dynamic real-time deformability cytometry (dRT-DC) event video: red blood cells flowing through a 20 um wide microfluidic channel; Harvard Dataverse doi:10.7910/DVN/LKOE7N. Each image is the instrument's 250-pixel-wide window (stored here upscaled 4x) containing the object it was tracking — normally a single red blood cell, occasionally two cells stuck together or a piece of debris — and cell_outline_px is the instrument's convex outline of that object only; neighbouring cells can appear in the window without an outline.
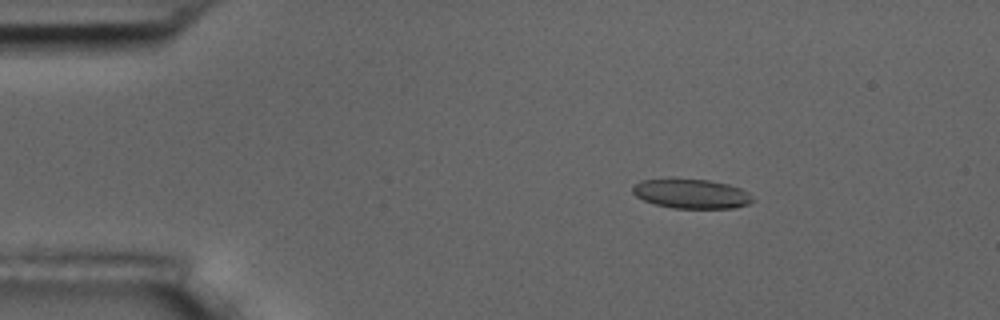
{"species": "common noctule bat (a hibernating species)", "species_latin": "Nyctalus noctula", "temperature_condition": "room temperature", "stored_images_in_passage": 5, "segment_of_instrument_passage": [1, 2], "camera_frame_rate_fps": 3000, "um_per_image_px": 0.085, "animal": {"sex": "male", "body_mass_g": 17.5, "forearm_length_mm": 52.3}, "frame": {"image": 1, "passage_image": 2, "time_ms": 1.333, "image_size_px": [1000, 320], "cell_outline_px": [[756, 200], [748, 204], [736, 208], [672, 208], [656, 204], [644, 200], [636, 196], [632, 192], [632, 184], [640, 180], [672, 176], [708, 180], [728, 184], [740, 188], [748, 192]], "centroid_in_image_um": [58.72, 16.43], "position_along_channel_um": 26.3, "area_um2": 21.39}}